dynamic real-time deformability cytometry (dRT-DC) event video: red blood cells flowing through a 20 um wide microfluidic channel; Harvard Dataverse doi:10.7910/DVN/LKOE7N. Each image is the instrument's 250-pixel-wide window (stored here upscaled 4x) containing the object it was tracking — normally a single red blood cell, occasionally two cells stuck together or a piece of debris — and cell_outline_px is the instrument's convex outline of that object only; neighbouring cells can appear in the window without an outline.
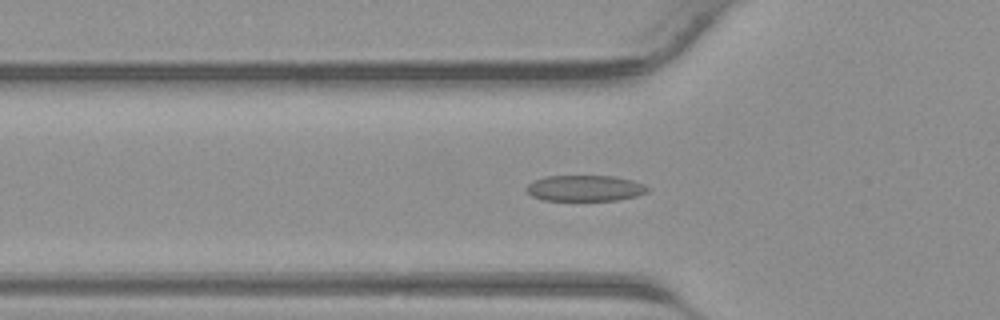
{"species": "common noctule bat (a hibernating species)", "species_latin": "Nyctalus noctula", "temperature_condition": "warm", "stored_images_in_passage": 31, "camera_frame_rate_fps": 3000, "um_per_image_px": 0.085, "animal": {"sex": "male", "body_mass_g": 23.1, "forearm_length_mm": 52.7}, "frame": {"image": 1, "passage_image": 7, "time_ms": 2.0, "image_size_px": [1000, 320], "cell_outline_px": [[648, 192], [636, 196], [616, 200], [544, 200], [532, 196], [524, 188], [532, 180], [544, 176], [616, 176], [632, 180], [644, 184], [648, 188]], "centroid_in_image_um": [49.7, 15.99], "position_along_channel_um": 76.1, "area_um2": 18.38}}
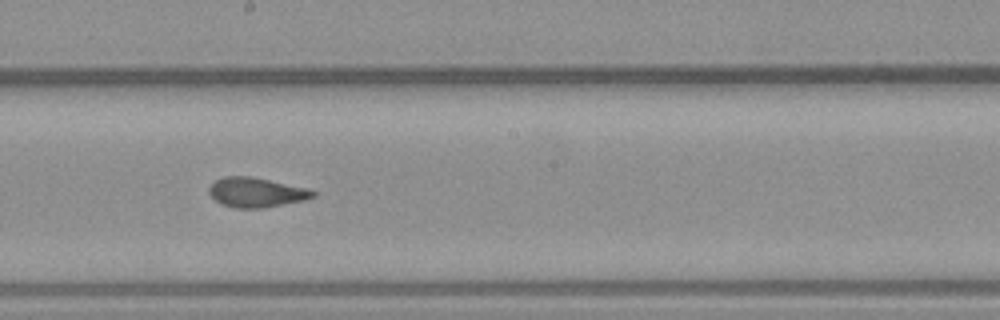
{"frame": {"image": 2, "passage_image": 16, "time_ms": 5.0, "image_size_px": [1000, 320], "cell_outline_px": [[316, 196], [304, 200], [264, 208], [236, 208], [224, 204], [216, 200], [208, 192], [208, 188], [216, 180], [224, 176], [252, 176], [308, 188], [316, 192]], "centroid_in_image_um": [21.8, 16.34], "position_along_channel_um": 226.4, "area_um2": 17.92}}
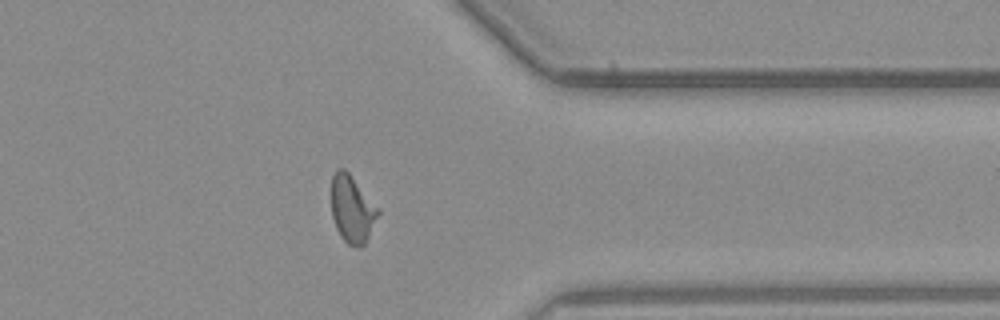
{"frame": {"image": 3, "passage_image": 26, "time_ms": 8.333, "image_size_px": [1000, 320], "cell_outline_px": [[380, 212], [364, 244], [360, 248], [356, 248], [348, 244], [340, 236], [336, 228], [332, 216], [332, 176], [336, 168], [344, 168], [348, 172], [380, 208]], "centroid_in_image_um": [29.93, 17.77], "position_along_channel_um": 381.5, "area_um2": 18.32}}